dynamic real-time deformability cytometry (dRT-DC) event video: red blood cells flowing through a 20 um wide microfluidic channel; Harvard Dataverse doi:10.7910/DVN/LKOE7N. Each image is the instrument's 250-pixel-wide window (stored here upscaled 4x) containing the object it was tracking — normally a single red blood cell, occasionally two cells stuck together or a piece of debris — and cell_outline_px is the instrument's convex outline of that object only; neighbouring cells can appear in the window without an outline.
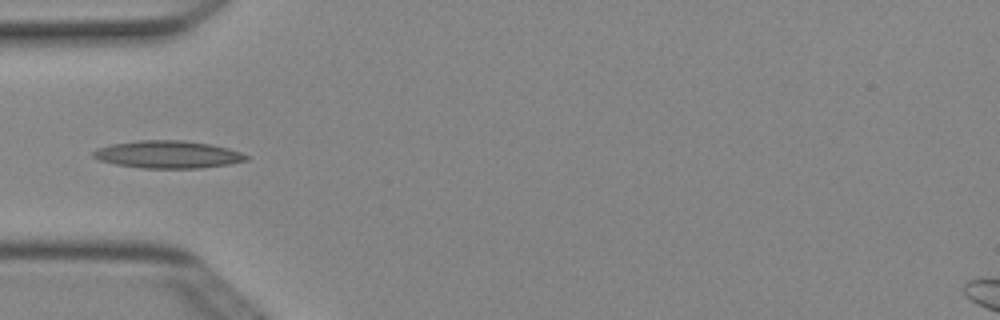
{"species": "Egyptian fruit bat (a non-hibernating species)", "species_latin": "Rousettus aegyptiacus", "temperature_condition": "cold", "stored_images_in_passage": 4, "camera_frame_rate_fps": 3000, "um_per_image_px": 0.085, "animal": {"sex": "female"}, "frame": {"image": 1, "passage_image": 3, "time_ms": 0.667, "image_size_px": [1000, 320], "cell_outline_px": [[248, 160], [228, 164], [200, 168], [140, 168], [116, 164], [100, 160], [92, 156], [92, 152], [96, 148], [112, 144], [140, 140], [184, 140], [212, 144], [228, 148], [240, 152], [248, 156]], "centroid_in_image_um": [14.26, 13.12], "position_along_channel_um": 70.7, "area_um2": 24.51}}
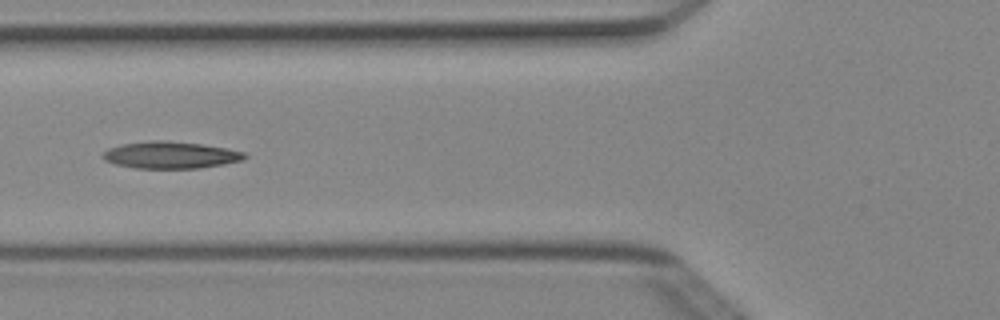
{"frame": {"image": 2, "passage_image": 4, "time_ms": 1.0, "image_size_px": [1000, 320], "cell_outline_px": [[248, 156], [244, 160], [224, 164], [196, 168], [136, 168], [116, 164], [104, 160], [104, 152], [108, 148], [120, 144], [152, 140], [164, 140], [200, 144], [228, 148], [244, 152]], "centroid_in_image_um": [14.52, 13.17], "position_along_channel_um": 111.3, "area_um2": 22.2}}